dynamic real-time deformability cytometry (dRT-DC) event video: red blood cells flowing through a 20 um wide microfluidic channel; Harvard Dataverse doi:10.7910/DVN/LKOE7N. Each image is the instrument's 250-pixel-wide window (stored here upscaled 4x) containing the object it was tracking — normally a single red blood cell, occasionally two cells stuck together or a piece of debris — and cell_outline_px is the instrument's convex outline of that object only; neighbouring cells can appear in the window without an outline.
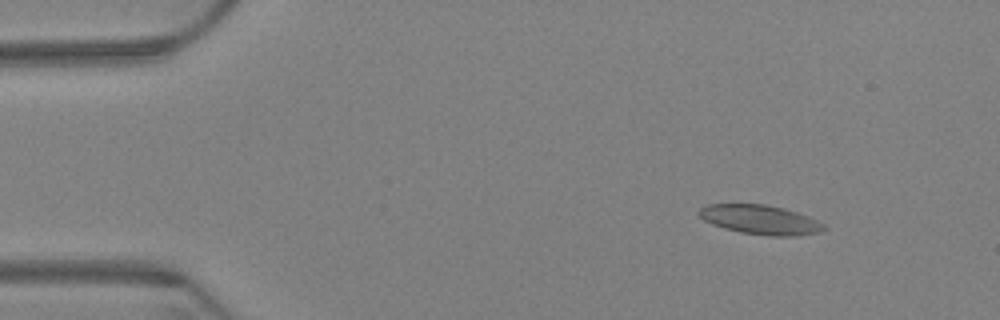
{"species": "Egyptian fruit bat (a non-hibernating species)", "species_latin": "Rousettus aegyptiacus", "temperature_condition": "warm", "stored_images_in_passage": 5, "camera_frame_rate_fps": 3000, "um_per_image_px": 0.085, "animal": {"sex": "female"}, "frame": {"image": 1, "passage_image": 2, "time_ms": 0.333, "image_size_px": [1000, 320], "cell_outline_px": [[828, 228], [820, 232], [796, 236], [768, 236], [740, 232], [724, 228], [712, 224], [704, 220], [700, 216], [700, 208], [708, 204], [764, 204], [784, 208], [808, 216], [824, 224]], "centroid_in_image_um": [64.65, 18.68], "position_along_channel_um": 20.3, "area_um2": 21.33}}
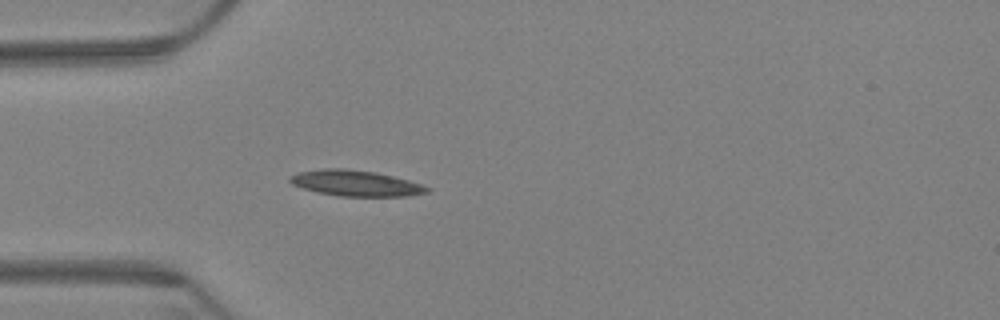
{"frame": {"image": 2, "passage_image": 5, "time_ms": 1.333, "image_size_px": [1000, 320], "cell_outline_px": [[432, 188], [428, 192], [408, 196], [340, 196], [316, 192], [292, 184], [288, 180], [288, 176], [300, 172], [324, 168], [344, 168], [376, 172], [408, 180]], "centroid_in_image_um": [30.22, 15.57], "position_along_channel_um": 54.8, "area_um2": 20.58}}